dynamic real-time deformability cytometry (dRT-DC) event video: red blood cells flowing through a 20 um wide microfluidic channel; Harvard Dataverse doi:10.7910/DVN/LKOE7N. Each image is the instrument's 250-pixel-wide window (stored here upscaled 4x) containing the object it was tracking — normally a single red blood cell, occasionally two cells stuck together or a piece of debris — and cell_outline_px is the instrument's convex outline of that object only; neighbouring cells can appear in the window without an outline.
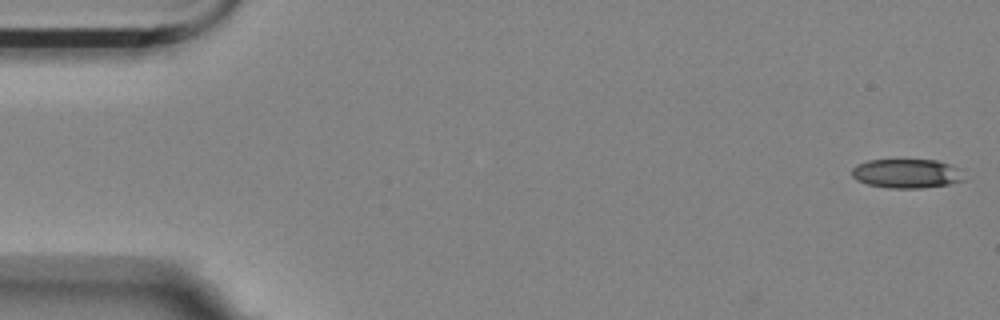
{"species": "Egyptian fruit bat (a non-hibernating species)", "species_latin": "Rousettus aegyptiacus", "temperature_condition": "room temperature", "stored_images_in_passage": 5, "camera_frame_rate_fps": 3000, "um_per_image_px": 0.085, "animal": {"sex": "female"}, "frame": {"image": 1, "passage_image": 1, "time_ms": 0.0, "image_size_px": [1000, 320], "cell_outline_px": [[964, 180], [948, 184], [920, 188], [888, 188], [868, 184], [856, 180], [852, 176], [852, 168], [856, 164], [868, 160], [936, 160], [952, 164], [964, 168]], "centroid_in_image_um": [77.12, 14.74], "position_along_channel_um": 7.9, "area_um2": 19.36}}
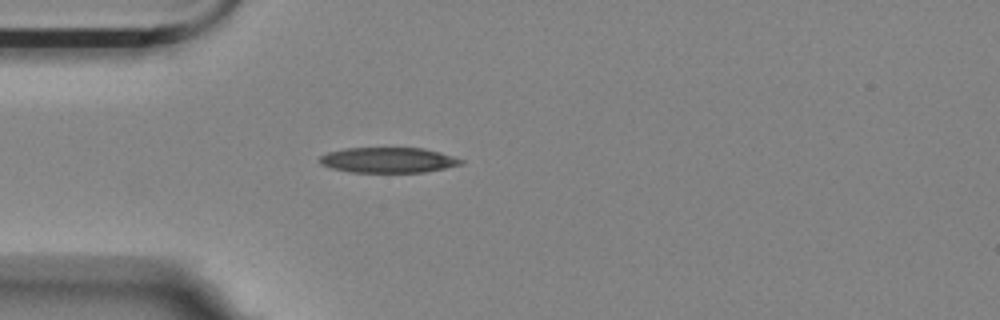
{"frame": {"image": 2, "passage_image": 5, "time_ms": 4.667, "image_size_px": [1000, 320], "cell_outline_px": [[464, 164], [424, 172], [352, 172], [332, 168], [320, 164], [320, 156], [328, 152], [344, 148], [424, 148], [440, 152], [464, 160]], "centroid_in_image_um": [33.01, 13.6], "position_along_channel_um": 52.0, "area_um2": 20.81}}